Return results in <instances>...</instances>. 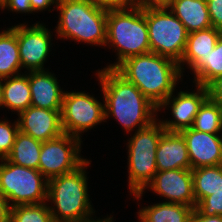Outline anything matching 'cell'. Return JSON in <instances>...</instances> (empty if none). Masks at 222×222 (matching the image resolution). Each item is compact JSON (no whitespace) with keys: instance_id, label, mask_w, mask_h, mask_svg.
<instances>
[{"instance_id":"1","label":"cell","mask_w":222,"mask_h":222,"mask_svg":"<svg viewBox=\"0 0 222 222\" xmlns=\"http://www.w3.org/2000/svg\"><path fill=\"white\" fill-rule=\"evenodd\" d=\"M95 76L104 99L105 122L113 118L129 134L158 119V107L115 69L95 70Z\"/></svg>"},{"instance_id":"2","label":"cell","mask_w":222,"mask_h":222,"mask_svg":"<svg viewBox=\"0 0 222 222\" xmlns=\"http://www.w3.org/2000/svg\"><path fill=\"white\" fill-rule=\"evenodd\" d=\"M115 70L157 107L183 82L179 64L153 52L129 57Z\"/></svg>"},{"instance_id":"3","label":"cell","mask_w":222,"mask_h":222,"mask_svg":"<svg viewBox=\"0 0 222 222\" xmlns=\"http://www.w3.org/2000/svg\"><path fill=\"white\" fill-rule=\"evenodd\" d=\"M91 162L87 159L76 170L48 180L47 203L55 222H84L97 215L88 193Z\"/></svg>"},{"instance_id":"4","label":"cell","mask_w":222,"mask_h":222,"mask_svg":"<svg viewBox=\"0 0 222 222\" xmlns=\"http://www.w3.org/2000/svg\"><path fill=\"white\" fill-rule=\"evenodd\" d=\"M55 36L61 40L105 48L107 13L94 0H58Z\"/></svg>"},{"instance_id":"5","label":"cell","mask_w":222,"mask_h":222,"mask_svg":"<svg viewBox=\"0 0 222 222\" xmlns=\"http://www.w3.org/2000/svg\"><path fill=\"white\" fill-rule=\"evenodd\" d=\"M116 56L114 63L103 68L115 69L125 59L150 53L149 34L144 7L111 9L107 13L105 48ZM109 64V65H108Z\"/></svg>"},{"instance_id":"6","label":"cell","mask_w":222,"mask_h":222,"mask_svg":"<svg viewBox=\"0 0 222 222\" xmlns=\"http://www.w3.org/2000/svg\"><path fill=\"white\" fill-rule=\"evenodd\" d=\"M164 132L162 123L157 119L134 134L129 133L131 137L127 138L126 144L129 195L141 192L155 176L156 149Z\"/></svg>"},{"instance_id":"7","label":"cell","mask_w":222,"mask_h":222,"mask_svg":"<svg viewBox=\"0 0 222 222\" xmlns=\"http://www.w3.org/2000/svg\"><path fill=\"white\" fill-rule=\"evenodd\" d=\"M48 180L37 169L0 159V193L10 207L47 202Z\"/></svg>"},{"instance_id":"8","label":"cell","mask_w":222,"mask_h":222,"mask_svg":"<svg viewBox=\"0 0 222 222\" xmlns=\"http://www.w3.org/2000/svg\"><path fill=\"white\" fill-rule=\"evenodd\" d=\"M150 52L179 63L184 54L188 32L168 8L144 7Z\"/></svg>"},{"instance_id":"9","label":"cell","mask_w":222,"mask_h":222,"mask_svg":"<svg viewBox=\"0 0 222 222\" xmlns=\"http://www.w3.org/2000/svg\"><path fill=\"white\" fill-rule=\"evenodd\" d=\"M104 122V99L98 100L94 94L90 95L87 91H65L61 108L64 133L82 140L84 132L91 131Z\"/></svg>"},{"instance_id":"10","label":"cell","mask_w":222,"mask_h":222,"mask_svg":"<svg viewBox=\"0 0 222 222\" xmlns=\"http://www.w3.org/2000/svg\"><path fill=\"white\" fill-rule=\"evenodd\" d=\"M82 142L66 133L42 142L38 170L47 180L76 170L87 160L81 154Z\"/></svg>"},{"instance_id":"11","label":"cell","mask_w":222,"mask_h":222,"mask_svg":"<svg viewBox=\"0 0 222 222\" xmlns=\"http://www.w3.org/2000/svg\"><path fill=\"white\" fill-rule=\"evenodd\" d=\"M41 21L30 25L25 23L17 24V42L19 55L24 72L48 70L45 68L46 62L50 52H52V45L54 32L50 31L48 27ZM52 33V34H51ZM53 35V36H52ZM52 41V42H51Z\"/></svg>"},{"instance_id":"12","label":"cell","mask_w":222,"mask_h":222,"mask_svg":"<svg viewBox=\"0 0 222 222\" xmlns=\"http://www.w3.org/2000/svg\"><path fill=\"white\" fill-rule=\"evenodd\" d=\"M193 86L195 87L192 91H190V89L184 91V89L182 90L181 88L180 90L179 88V91L177 92L178 89H176L158 107V120L162 123L165 131L180 132L183 129L192 127L200 106L208 98L206 87L199 85ZM165 110H169V112L171 111L170 115L173 119H165L164 117L159 119V114L162 112L166 113Z\"/></svg>"},{"instance_id":"13","label":"cell","mask_w":222,"mask_h":222,"mask_svg":"<svg viewBox=\"0 0 222 222\" xmlns=\"http://www.w3.org/2000/svg\"><path fill=\"white\" fill-rule=\"evenodd\" d=\"M152 191L163 198V202L187 205L196 208L193 193L192 169H174L157 171L153 179L141 191L132 194L137 203L142 200L143 194Z\"/></svg>"},{"instance_id":"14","label":"cell","mask_w":222,"mask_h":222,"mask_svg":"<svg viewBox=\"0 0 222 222\" xmlns=\"http://www.w3.org/2000/svg\"><path fill=\"white\" fill-rule=\"evenodd\" d=\"M180 133L187 144L191 169L222 165V134L201 132L192 127Z\"/></svg>"},{"instance_id":"15","label":"cell","mask_w":222,"mask_h":222,"mask_svg":"<svg viewBox=\"0 0 222 222\" xmlns=\"http://www.w3.org/2000/svg\"><path fill=\"white\" fill-rule=\"evenodd\" d=\"M17 121L20 132L41 142L57 138L64 133L61 110L30 106L18 115Z\"/></svg>"},{"instance_id":"16","label":"cell","mask_w":222,"mask_h":222,"mask_svg":"<svg viewBox=\"0 0 222 222\" xmlns=\"http://www.w3.org/2000/svg\"><path fill=\"white\" fill-rule=\"evenodd\" d=\"M48 70L29 71L31 106L49 110H61L65 90L54 72Z\"/></svg>"},{"instance_id":"17","label":"cell","mask_w":222,"mask_h":222,"mask_svg":"<svg viewBox=\"0 0 222 222\" xmlns=\"http://www.w3.org/2000/svg\"><path fill=\"white\" fill-rule=\"evenodd\" d=\"M157 171L191 169L187 144L180 132L165 131L156 149Z\"/></svg>"},{"instance_id":"18","label":"cell","mask_w":222,"mask_h":222,"mask_svg":"<svg viewBox=\"0 0 222 222\" xmlns=\"http://www.w3.org/2000/svg\"><path fill=\"white\" fill-rule=\"evenodd\" d=\"M221 34L222 31L214 27L188 33L185 51L178 63L183 77L186 68L190 70L201 58H205L215 48Z\"/></svg>"},{"instance_id":"19","label":"cell","mask_w":222,"mask_h":222,"mask_svg":"<svg viewBox=\"0 0 222 222\" xmlns=\"http://www.w3.org/2000/svg\"><path fill=\"white\" fill-rule=\"evenodd\" d=\"M168 9L183 23L188 33L212 27L206 0H174Z\"/></svg>"},{"instance_id":"20","label":"cell","mask_w":222,"mask_h":222,"mask_svg":"<svg viewBox=\"0 0 222 222\" xmlns=\"http://www.w3.org/2000/svg\"><path fill=\"white\" fill-rule=\"evenodd\" d=\"M3 109L17 116L31 106L29 71L2 79ZM14 112V113H13Z\"/></svg>"},{"instance_id":"21","label":"cell","mask_w":222,"mask_h":222,"mask_svg":"<svg viewBox=\"0 0 222 222\" xmlns=\"http://www.w3.org/2000/svg\"><path fill=\"white\" fill-rule=\"evenodd\" d=\"M152 204H137L138 222H189L194 210V207L170 202L159 201Z\"/></svg>"},{"instance_id":"22","label":"cell","mask_w":222,"mask_h":222,"mask_svg":"<svg viewBox=\"0 0 222 222\" xmlns=\"http://www.w3.org/2000/svg\"><path fill=\"white\" fill-rule=\"evenodd\" d=\"M17 24L0 31V79L22 74Z\"/></svg>"},{"instance_id":"23","label":"cell","mask_w":222,"mask_h":222,"mask_svg":"<svg viewBox=\"0 0 222 222\" xmlns=\"http://www.w3.org/2000/svg\"><path fill=\"white\" fill-rule=\"evenodd\" d=\"M41 146V141L19 131L6 159L13 164L38 170Z\"/></svg>"},{"instance_id":"24","label":"cell","mask_w":222,"mask_h":222,"mask_svg":"<svg viewBox=\"0 0 222 222\" xmlns=\"http://www.w3.org/2000/svg\"><path fill=\"white\" fill-rule=\"evenodd\" d=\"M194 85L206 87L213 79L222 75V34L215 48L201 58L190 70Z\"/></svg>"},{"instance_id":"25","label":"cell","mask_w":222,"mask_h":222,"mask_svg":"<svg viewBox=\"0 0 222 222\" xmlns=\"http://www.w3.org/2000/svg\"><path fill=\"white\" fill-rule=\"evenodd\" d=\"M196 205L206 196L222 191V165L192 169Z\"/></svg>"},{"instance_id":"26","label":"cell","mask_w":222,"mask_h":222,"mask_svg":"<svg viewBox=\"0 0 222 222\" xmlns=\"http://www.w3.org/2000/svg\"><path fill=\"white\" fill-rule=\"evenodd\" d=\"M192 128L201 132L222 134V108L207 98L200 106Z\"/></svg>"},{"instance_id":"27","label":"cell","mask_w":222,"mask_h":222,"mask_svg":"<svg viewBox=\"0 0 222 222\" xmlns=\"http://www.w3.org/2000/svg\"><path fill=\"white\" fill-rule=\"evenodd\" d=\"M9 222H55L47 202L11 207Z\"/></svg>"},{"instance_id":"28","label":"cell","mask_w":222,"mask_h":222,"mask_svg":"<svg viewBox=\"0 0 222 222\" xmlns=\"http://www.w3.org/2000/svg\"><path fill=\"white\" fill-rule=\"evenodd\" d=\"M8 120L0 118V159H5L11 152L15 137L19 132V125L16 120Z\"/></svg>"},{"instance_id":"29","label":"cell","mask_w":222,"mask_h":222,"mask_svg":"<svg viewBox=\"0 0 222 222\" xmlns=\"http://www.w3.org/2000/svg\"><path fill=\"white\" fill-rule=\"evenodd\" d=\"M196 209L204 216L222 215V191L204 197L196 205Z\"/></svg>"},{"instance_id":"30","label":"cell","mask_w":222,"mask_h":222,"mask_svg":"<svg viewBox=\"0 0 222 222\" xmlns=\"http://www.w3.org/2000/svg\"><path fill=\"white\" fill-rule=\"evenodd\" d=\"M0 10L3 11H10L16 14H34L32 12V8L30 5V0H4L0 4Z\"/></svg>"},{"instance_id":"31","label":"cell","mask_w":222,"mask_h":222,"mask_svg":"<svg viewBox=\"0 0 222 222\" xmlns=\"http://www.w3.org/2000/svg\"><path fill=\"white\" fill-rule=\"evenodd\" d=\"M212 27L222 31V0H206Z\"/></svg>"},{"instance_id":"32","label":"cell","mask_w":222,"mask_h":222,"mask_svg":"<svg viewBox=\"0 0 222 222\" xmlns=\"http://www.w3.org/2000/svg\"><path fill=\"white\" fill-rule=\"evenodd\" d=\"M101 8L111 9H130L140 6V0H94Z\"/></svg>"},{"instance_id":"33","label":"cell","mask_w":222,"mask_h":222,"mask_svg":"<svg viewBox=\"0 0 222 222\" xmlns=\"http://www.w3.org/2000/svg\"><path fill=\"white\" fill-rule=\"evenodd\" d=\"M206 88L208 98L222 108V75L213 79Z\"/></svg>"},{"instance_id":"34","label":"cell","mask_w":222,"mask_h":222,"mask_svg":"<svg viewBox=\"0 0 222 222\" xmlns=\"http://www.w3.org/2000/svg\"><path fill=\"white\" fill-rule=\"evenodd\" d=\"M58 0H30V5L32 8L33 13L48 11L51 13L54 12L56 6H57ZM50 6H54L53 8ZM52 8V9H51Z\"/></svg>"},{"instance_id":"35","label":"cell","mask_w":222,"mask_h":222,"mask_svg":"<svg viewBox=\"0 0 222 222\" xmlns=\"http://www.w3.org/2000/svg\"><path fill=\"white\" fill-rule=\"evenodd\" d=\"M189 222H222V215L204 216L194 208Z\"/></svg>"},{"instance_id":"36","label":"cell","mask_w":222,"mask_h":222,"mask_svg":"<svg viewBox=\"0 0 222 222\" xmlns=\"http://www.w3.org/2000/svg\"><path fill=\"white\" fill-rule=\"evenodd\" d=\"M174 0H140L142 7L168 8Z\"/></svg>"},{"instance_id":"37","label":"cell","mask_w":222,"mask_h":222,"mask_svg":"<svg viewBox=\"0 0 222 222\" xmlns=\"http://www.w3.org/2000/svg\"><path fill=\"white\" fill-rule=\"evenodd\" d=\"M10 209L7 199L0 193V222H9Z\"/></svg>"},{"instance_id":"38","label":"cell","mask_w":222,"mask_h":222,"mask_svg":"<svg viewBox=\"0 0 222 222\" xmlns=\"http://www.w3.org/2000/svg\"><path fill=\"white\" fill-rule=\"evenodd\" d=\"M116 220H114V217H113V214L110 216L107 214V217L104 216L103 218H100V217H94L93 219L91 220H88V221H84V222H115Z\"/></svg>"},{"instance_id":"39","label":"cell","mask_w":222,"mask_h":222,"mask_svg":"<svg viewBox=\"0 0 222 222\" xmlns=\"http://www.w3.org/2000/svg\"><path fill=\"white\" fill-rule=\"evenodd\" d=\"M0 109L3 110L2 79H0Z\"/></svg>"}]
</instances>
